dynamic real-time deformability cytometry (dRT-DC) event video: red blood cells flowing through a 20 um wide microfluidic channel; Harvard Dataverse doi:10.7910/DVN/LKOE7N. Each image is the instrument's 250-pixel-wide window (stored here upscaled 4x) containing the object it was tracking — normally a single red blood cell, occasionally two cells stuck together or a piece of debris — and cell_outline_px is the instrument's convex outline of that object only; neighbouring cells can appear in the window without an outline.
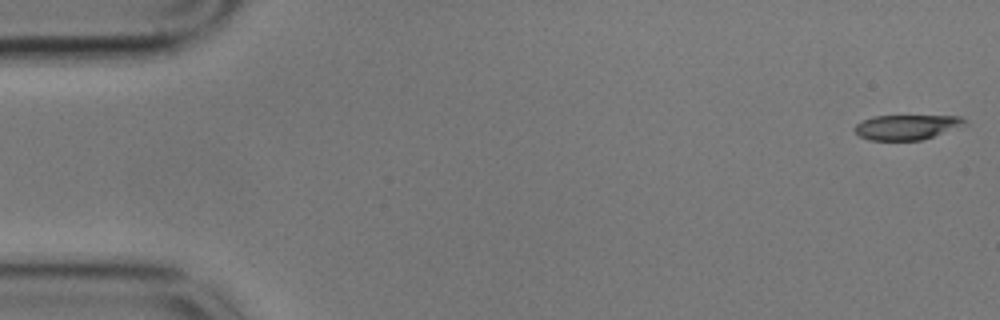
{"species": "common noctule bat (a hibernating species)", "species_latin": "Nyctalus noctula", "temperature_condition": "cold", "stored_images_in_passage": 56, "camera_frame_rate_fps": 3000, "um_per_image_px": 0.085, "animal": {"sex": "male", "body_mass_g": 17.9}, "frame": {"image": 1, "passage_image": 1, "time_ms": 0.0, "image_size_px": [1000, 320], "cell_outline_px": [[964, 120], [932, 136], [920, 140], [868, 140], [860, 136], [852, 128], [860, 120], [872, 116], [960, 116]], "centroid_in_image_um": [76.81, 10.8], "position_along_channel_um": 8.2, "area_um2": 15.2}}
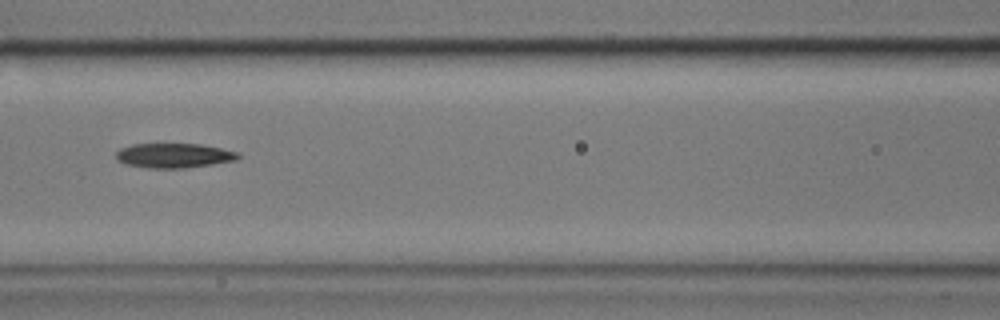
{"frame": {"image": 2, "passage_image": 24, "time_ms": 7.667, "image_size_px": [1000, 320], "cell_outline_px": [[240, 156], [236, 160], [212, 164], [184, 168], [148, 168], [124, 164], [116, 160], [116, 152], [120, 148], [132, 144], [200, 144], [240, 152]], "centroid_in_image_um": [14.76, 13.22], "position_along_channel_um": 151.8, "area_um2": 17.57}}
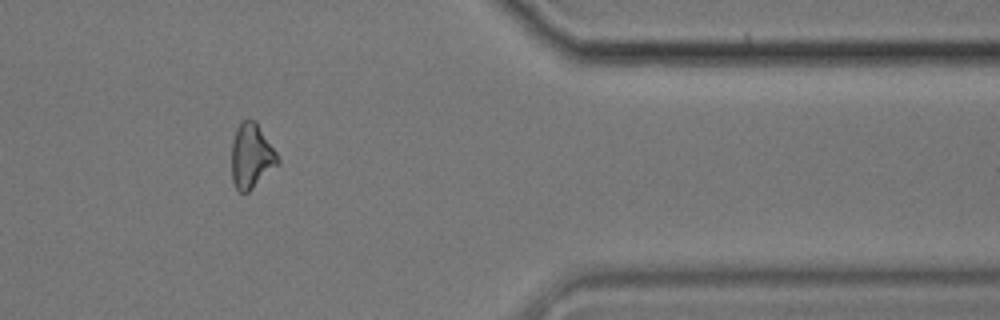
{"frame": {"image": 3, "passage_image": 46, "time_ms": 15.0, "image_size_px": [1000, 320], "cell_outline_px": [[280, 164], [248, 192], [240, 192], [236, 188], [232, 180], [232, 140], [236, 128], [240, 120], [256, 120], [276, 152], [280, 160]], "centroid_in_image_um": [21.38, 13.25], "position_along_channel_um": 390.0, "area_um2": 17.57}, "authors_computed_cell_mechanics": {"area_um2": 17.6579, "velocity_mm_per_s": 3.5596, "shape_relaxation_time_tau1_ms": 7.281, "shape_relaxation_time_tau2_ms": null, "deformation_change_tau1": 0.2063, "deformation_change_tau2": null}}